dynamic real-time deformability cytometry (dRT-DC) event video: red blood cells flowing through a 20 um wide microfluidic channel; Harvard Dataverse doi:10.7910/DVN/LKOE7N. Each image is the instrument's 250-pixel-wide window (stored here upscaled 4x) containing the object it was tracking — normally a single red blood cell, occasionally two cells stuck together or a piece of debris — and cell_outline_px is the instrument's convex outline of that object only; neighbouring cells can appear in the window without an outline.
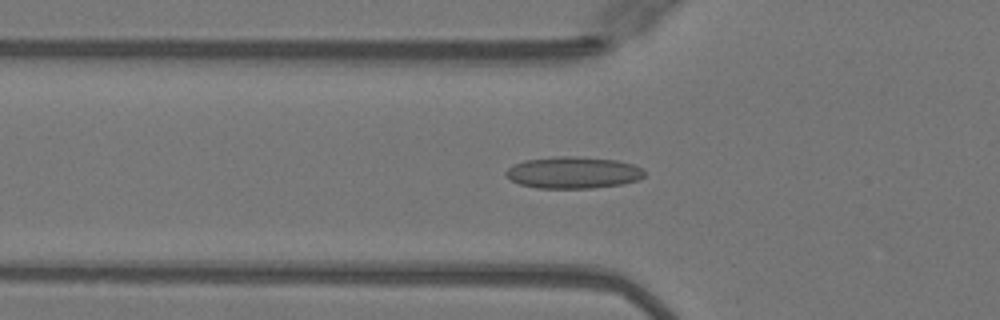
{"species": "Egyptian fruit bat (a non-hibernating species)", "species_latin": "Rousettus aegyptiacus", "temperature_condition": "warm", "stored_images_in_passage": 41, "camera_frame_rate_fps": 3000, "um_per_image_px": 0.085, "animal": {"sex": "female"}, "frame": {"image": 1, "passage_image": 8, "time_ms": 2.333, "image_size_px": [1000, 320], "cell_outline_px": [[644, 176], [640, 180], [620, 184], [592, 188], [536, 188], [520, 184], [504, 176], [504, 172], [512, 164], [524, 160], [556, 156], [576, 156], [616, 160], [632, 164], [640, 168], [644, 172]], "centroid_in_image_um": [48.67, 14.66], "position_along_channel_um": 77.1, "area_um2": 25.72}}
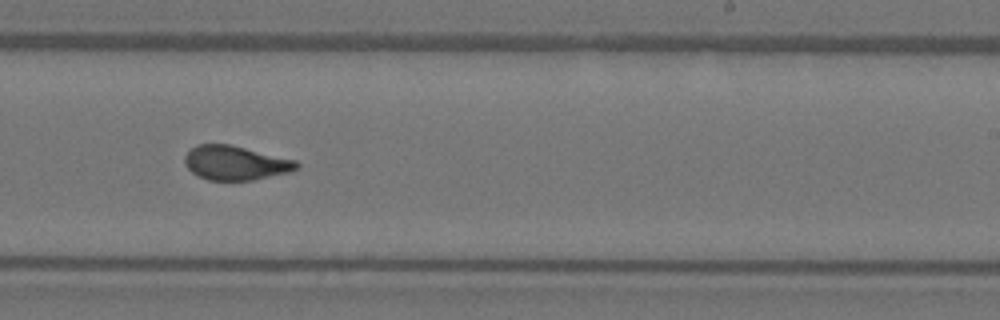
{"frame": {"image": 2, "passage_image": 22, "time_ms": 7.0, "image_size_px": [1000, 320], "cell_outline_px": [[300, 168], [288, 172], [252, 180], [208, 180], [192, 172], [184, 164], [184, 156], [196, 144], [232, 144], [296, 160], [300, 164]], "centroid_in_image_um": [20.02, 13.83], "position_along_channel_um": 269.0, "area_um2": 22.37}}
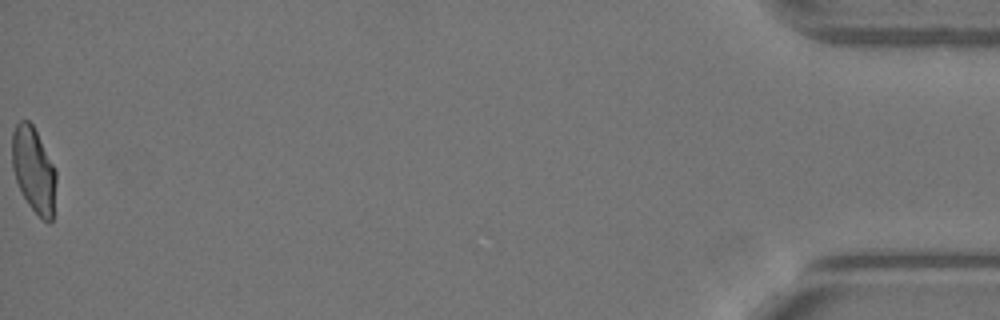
{"frame": {"image": 3, "passage_image": 41, "time_ms": 13.333, "image_size_px": [1000, 320], "cell_outline_px": [[56, 180], [52, 220], [48, 224], [28, 204], [16, 180], [12, 168], [12, 132], [16, 124], [20, 120], [28, 120], [32, 124], [56, 172]], "centroid_in_image_um": [2.85, 14.44], "position_along_channel_um": 432.4, "area_um2": 21.44}, "authors_computed_cell_mechanics": {"area_um2": 22.6576, "velocity_mm_per_s": 4.0903, "shape_relaxation_time_tau1_ms": null, "shape_relaxation_time_tau2_ms": 0.9298, "deformation_change_tau1": null, "deformation_change_tau2": 0.0825}}